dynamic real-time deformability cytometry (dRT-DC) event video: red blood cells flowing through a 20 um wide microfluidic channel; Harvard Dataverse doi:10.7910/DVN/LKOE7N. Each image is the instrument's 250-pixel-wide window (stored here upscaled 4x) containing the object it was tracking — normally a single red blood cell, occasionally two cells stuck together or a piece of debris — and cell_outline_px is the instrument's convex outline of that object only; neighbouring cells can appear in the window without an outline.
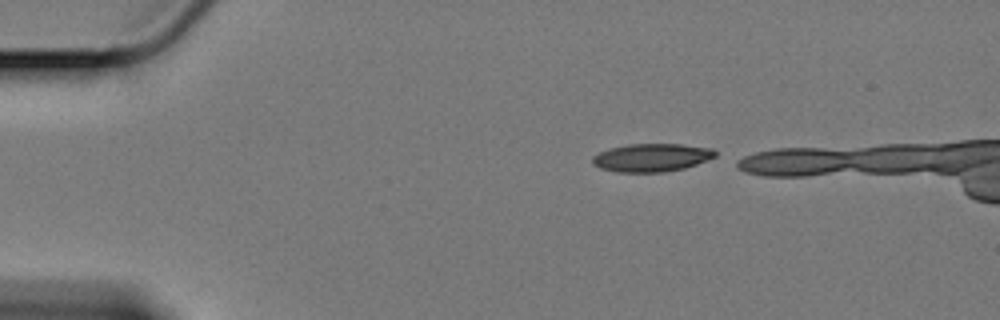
{"species": "Egyptian fruit bat (a non-hibernating species)", "species_latin": "Rousettus aegyptiacus", "temperature_condition": "cold", "stored_images_in_passage": 9, "camera_frame_rate_fps": 3000, "um_per_image_px": 0.085, "animal": {"sex": "female"}, "frame": {"image": 1, "passage_image": 1, "time_ms": 0.0, "image_size_px": [1000, 320], "cell_outline_px": [[716, 156], [708, 160], [684, 168], [664, 172], [616, 172], [600, 168], [592, 164], [592, 156], [600, 152], [612, 148], [628, 144], [680, 144], [712, 148], [716, 152]], "centroid_in_image_um": [55.39, 13.4], "position_along_channel_um": 29.6, "area_um2": 20.06}}